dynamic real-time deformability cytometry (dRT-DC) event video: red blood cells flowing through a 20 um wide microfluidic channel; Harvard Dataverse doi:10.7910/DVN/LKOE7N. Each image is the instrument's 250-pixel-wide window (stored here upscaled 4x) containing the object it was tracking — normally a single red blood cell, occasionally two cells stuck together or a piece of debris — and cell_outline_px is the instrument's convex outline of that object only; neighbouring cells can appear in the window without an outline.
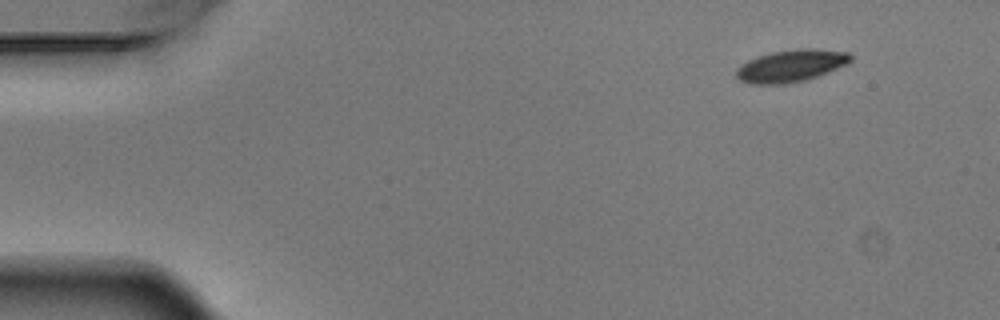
{"species": "Egyptian fruit bat (a non-hibernating species)", "species_latin": "Rousettus aegyptiacus", "temperature_condition": "warm", "stored_images_in_passage": 5, "camera_frame_rate_fps": 3000, "um_per_image_px": 0.085, "animal": {"sex": "male"}, "frame": {"image": 1, "passage_image": 1, "time_ms": 0.0, "image_size_px": [1000, 320], "cell_outline_px": [[852, 60], [848, 64], [816, 76], [804, 80], [784, 84], [752, 84], [740, 80], [736, 76], [736, 68], [748, 60], [772, 52], [800, 48], [812, 48], [848, 52], [852, 56]], "centroid_in_image_um": [67.25, 5.59], "position_along_channel_um": 17.8, "area_um2": 21.27}}
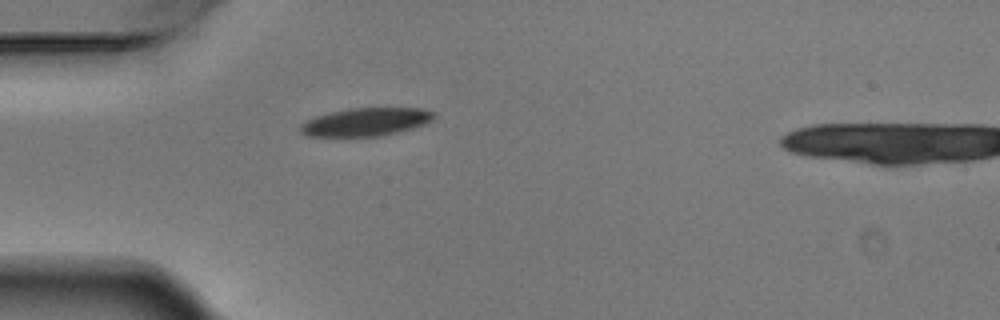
{"frame": {"image": 2, "passage_image": 4, "time_ms": 1.0, "image_size_px": [1000, 320], "cell_outline_px": [[436, 116], [432, 120], [424, 124], [412, 128], [380, 136], [308, 136], [300, 132], [300, 124], [316, 116], [332, 112], [352, 108], [424, 108], [436, 112]], "centroid_in_image_um": [31.14, 10.36], "position_along_channel_um": 53.9, "area_um2": 21.73}}